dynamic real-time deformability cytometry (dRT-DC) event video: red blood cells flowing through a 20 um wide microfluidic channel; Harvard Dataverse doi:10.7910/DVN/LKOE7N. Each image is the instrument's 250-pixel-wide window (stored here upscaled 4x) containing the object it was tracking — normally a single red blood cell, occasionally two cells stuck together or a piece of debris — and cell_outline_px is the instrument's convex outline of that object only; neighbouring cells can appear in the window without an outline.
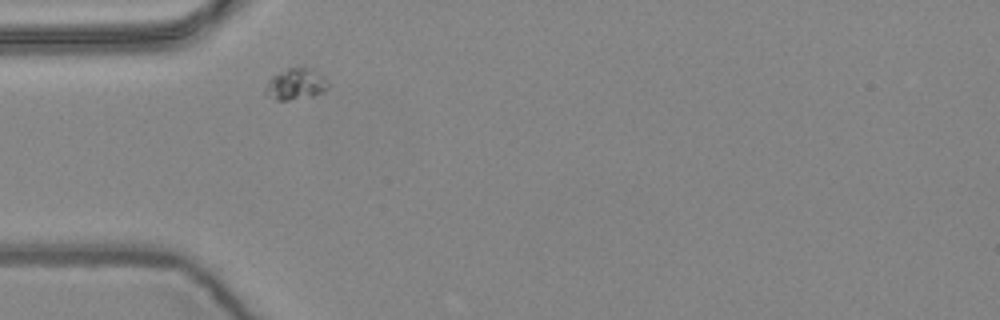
{"species": "common noctule bat (a hibernating species)", "species_latin": "Nyctalus noctula", "temperature_condition": "warm", "stored_images_in_passage": 3, "camera_frame_rate_fps": 3000, "um_per_image_px": 0.085, "animal": {"sex": "female", "body_mass_g": 24.6, "forearm_length_mm": 56.2}, "frame": {"image": 1, "passage_image": 1, "time_ms": 0.0, "image_size_px": [1000, 320], "cell_outline_px": [[328, 88], [324, 92], [312, 96], [288, 100], [276, 100], [268, 96], [264, 92], [264, 88], [268, 80], [272, 76], [288, 68], [304, 64], [324, 76], [328, 80]], "centroid_in_image_um": [25.15, 7.12], "position_along_channel_um": 59.8, "area_um2": 11.79}}